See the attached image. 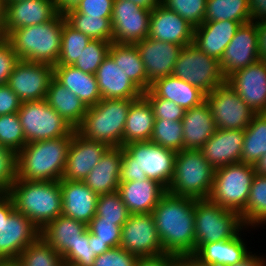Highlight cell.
I'll return each instance as SVG.
<instances>
[{"label": "cell", "mask_w": 266, "mask_h": 266, "mask_svg": "<svg viewBox=\"0 0 266 266\" xmlns=\"http://www.w3.org/2000/svg\"><path fill=\"white\" fill-rule=\"evenodd\" d=\"M195 199L166 191L152 211L163 251L173 256L195 254Z\"/></svg>", "instance_id": "6da1fadb"}, {"label": "cell", "mask_w": 266, "mask_h": 266, "mask_svg": "<svg viewBox=\"0 0 266 266\" xmlns=\"http://www.w3.org/2000/svg\"><path fill=\"white\" fill-rule=\"evenodd\" d=\"M122 147L120 182H142L150 178L166 189L169 187L174 176L176 151L150 141L132 142Z\"/></svg>", "instance_id": "7a4b0ae2"}, {"label": "cell", "mask_w": 266, "mask_h": 266, "mask_svg": "<svg viewBox=\"0 0 266 266\" xmlns=\"http://www.w3.org/2000/svg\"><path fill=\"white\" fill-rule=\"evenodd\" d=\"M73 132L68 136L27 143L17 152V179L59 181Z\"/></svg>", "instance_id": "3957f363"}, {"label": "cell", "mask_w": 266, "mask_h": 266, "mask_svg": "<svg viewBox=\"0 0 266 266\" xmlns=\"http://www.w3.org/2000/svg\"><path fill=\"white\" fill-rule=\"evenodd\" d=\"M64 14L47 23L13 30L5 39L20 60L55 66L61 51Z\"/></svg>", "instance_id": "277c9868"}, {"label": "cell", "mask_w": 266, "mask_h": 266, "mask_svg": "<svg viewBox=\"0 0 266 266\" xmlns=\"http://www.w3.org/2000/svg\"><path fill=\"white\" fill-rule=\"evenodd\" d=\"M8 195L12 198L15 210L24 214L40 230L62 214L60 180L17 179Z\"/></svg>", "instance_id": "5b68a950"}, {"label": "cell", "mask_w": 266, "mask_h": 266, "mask_svg": "<svg viewBox=\"0 0 266 266\" xmlns=\"http://www.w3.org/2000/svg\"><path fill=\"white\" fill-rule=\"evenodd\" d=\"M134 99H101L87 108L83 122L76 129L84 138L122 147L128 109Z\"/></svg>", "instance_id": "8992f818"}, {"label": "cell", "mask_w": 266, "mask_h": 266, "mask_svg": "<svg viewBox=\"0 0 266 266\" xmlns=\"http://www.w3.org/2000/svg\"><path fill=\"white\" fill-rule=\"evenodd\" d=\"M215 169L201 150L184 149L175 157L174 176L167 191L194 199L209 198Z\"/></svg>", "instance_id": "52a82bcc"}, {"label": "cell", "mask_w": 266, "mask_h": 266, "mask_svg": "<svg viewBox=\"0 0 266 266\" xmlns=\"http://www.w3.org/2000/svg\"><path fill=\"white\" fill-rule=\"evenodd\" d=\"M194 213L195 252L203 244L229 240L246 228L239 213L227 210L209 198L195 199Z\"/></svg>", "instance_id": "ba28073f"}, {"label": "cell", "mask_w": 266, "mask_h": 266, "mask_svg": "<svg viewBox=\"0 0 266 266\" xmlns=\"http://www.w3.org/2000/svg\"><path fill=\"white\" fill-rule=\"evenodd\" d=\"M255 174L252 164L242 162L215 169L209 199L227 210L241 214L246 207Z\"/></svg>", "instance_id": "9c48e42d"}, {"label": "cell", "mask_w": 266, "mask_h": 266, "mask_svg": "<svg viewBox=\"0 0 266 266\" xmlns=\"http://www.w3.org/2000/svg\"><path fill=\"white\" fill-rule=\"evenodd\" d=\"M41 237V230L14 208L6 194L0 200V260L18 259L27 245Z\"/></svg>", "instance_id": "30bf717a"}, {"label": "cell", "mask_w": 266, "mask_h": 266, "mask_svg": "<svg viewBox=\"0 0 266 266\" xmlns=\"http://www.w3.org/2000/svg\"><path fill=\"white\" fill-rule=\"evenodd\" d=\"M17 114L26 143L68 136L75 130L46 99L22 102Z\"/></svg>", "instance_id": "8fae6325"}, {"label": "cell", "mask_w": 266, "mask_h": 266, "mask_svg": "<svg viewBox=\"0 0 266 266\" xmlns=\"http://www.w3.org/2000/svg\"><path fill=\"white\" fill-rule=\"evenodd\" d=\"M172 75L198 87L205 94L226 80L219 61L200 51L193 43L181 50Z\"/></svg>", "instance_id": "7c38bea8"}, {"label": "cell", "mask_w": 266, "mask_h": 266, "mask_svg": "<svg viewBox=\"0 0 266 266\" xmlns=\"http://www.w3.org/2000/svg\"><path fill=\"white\" fill-rule=\"evenodd\" d=\"M205 100L218 129L245 130L256 114L226 80L206 94Z\"/></svg>", "instance_id": "4fadbf2b"}, {"label": "cell", "mask_w": 266, "mask_h": 266, "mask_svg": "<svg viewBox=\"0 0 266 266\" xmlns=\"http://www.w3.org/2000/svg\"><path fill=\"white\" fill-rule=\"evenodd\" d=\"M120 247L138 258L165 254L152 213L129 215L122 226Z\"/></svg>", "instance_id": "5bb4252c"}, {"label": "cell", "mask_w": 266, "mask_h": 266, "mask_svg": "<svg viewBox=\"0 0 266 266\" xmlns=\"http://www.w3.org/2000/svg\"><path fill=\"white\" fill-rule=\"evenodd\" d=\"M151 10L130 0H114L112 12L113 42L135 45L149 35Z\"/></svg>", "instance_id": "9a60e30c"}, {"label": "cell", "mask_w": 266, "mask_h": 266, "mask_svg": "<svg viewBox=\"0 0 266 266\" xmlns=\"http://www.w3.org/2000/svg\"><path fill=\"white\" fill-rule=\"evenodd\" d=\"M53 77V65L20 60L10 74L7 85L22 102L39 101L46 99Z\"/></svg>", "instance_id": "2e32d148"}, {"label": "cell", "mask_w": 266, "mask_h": 266, "mask_svg": "<svg viewBox=\"0 0 266 266\" xmlns=\"http://www.w3.org/2000/svg\"><path fill=\"white\" fill-rule=\"evenodd\" d=\"M3 3V38L13 30L47 23L57 11L54 0H12Z\"/></svg>", "instance_id": "e0dca14e"}, {"label": "cell", "mask_w": 266, "mask_h": 266, "mask_svg": "<svg viewBox=\"0 0 266 266\" xmlns=\"http://www.w3.org/2000/svg\"><path fill=\"white\" fill-rule=\"evenodd\" d=\"M261 59L258 46L257 23L241 25L221 57L220 69L227 79L231 74Z\"/></svg>", "instance_id": "ac0fdd59"}, {"label": "cell", "mask_w": 266, "mask_h": 266, "mask_svg": "<svg viewBox=\"0 0 266 266\" xmlns=\"http://www.w3.org/2000/svg\"><path fill=\"white\" fill-rule=\"evenodd\" d=\"M226 81L252 111L266 113V65L262 59L237 70Z\"/></svg>", "instance_id": "d6986e66"}, {"label": "cell", "mask_w": 266, "mask_h": 266, "mask_svg": "<svg viewBox=\"0 0 266 266\" xmlns=\"http://www.w3.org/2000/svg\"><path fill=\"white\" fill-rule=\"evenodd\" d=\"M108 148L105 143L86 139L74 130L61 180L83 181Z\"/></svg>", "instance_id": "ffe728a7"}, {"label": "cell", "mask_w": 266, "mask_h": 266, "mask_svg": "<svg viewBox=\"0 0 266 266\" xmlns=\"http://www.w3.org/2000/svg\"><path fill=\"white\" fill-rule=\"evenodd\" d=\"M135 45L140 53L150 83L159 78L172 75L175 62L184 47L149 37L137 42Z\"/></svg>", "instance_id": "44dd1931"}, {"label": "cell", "mask_w": 266, "mask_h": 266, "mask_svg": "<svg viewBox=\"0 0 266 266\" xmlns=\"http://www.w3.org/2000/svg\"><path fill=\"white\" fill-rule=\"evenodd\" d=\"M194 27L161 3L151 10L149 38L186 46L193 43Z\"/></svg>", "instance_id": "7402d4cb"}, {"label": "cell", "mask_w": 266, "mask_h": 266, "mask_svg": "<svg viewBox=\"0 0 266 266\" xmlns=\"http://www.w3.org/2000/svg\"><path fill=\"white\" fill-rule=\"evenodd\" d=\"M244 137L245 131L243 129L217 128L200 150L214 169L239 163L241 162Z\"/></svg>", "instance_id": "603a6c76"}, {"label": "cell", "mask_w": 266, "mask_h": 266, "mask_svg": "<svg viewBox=\"0 0 266 266\" xmlns=\"http://www.w3.org/2000/svg\"><path fill=\"white\" fill-rule=\"evenodd\" d=\"M62 192V215L81 221L86 225L96 214L99 195L83 181L60 180Z\"/></svg>", "instance_id": "cb8c5ba5"}, {"label": "cell", "mask_w": 266, "mask_h": 266, "mask_svg": "<svg viewBox=\"0 0 266 266\" xmlns=\"http://www.w3.org/2000/svg\"><path fill=\"white\" fill-rule=\"evenodd\" d=\"M241 26L233 20L203 22L194 28L193 44L218 61Z\"/></svg>", "instance_id": "d4e9b609"}, {"label": "cell", "mask_w": 266, "mask_h": 266, "mask_svg": "<svg viewBox=\"0 0 266 266\" xmlns=\"http://www.w3.org/2000/svg\"><path fill=\"white\" fill-rule=\"evenodd\" d=\"M102 99H137L143 92L108 55L95 73Z\"/></svg>", "instance_id": "484cf974"}, {"label": "cell", "mask_w": 266, "mask_h": 266, "mask_svg": "<svg viewBox=\"0 0 266 266\" xmlns=\"http://www.w3.org/2000/svg\"><path fill=\"white\" fill-rule=\"evenodd\" d=\"M123 147H109L83 182L97 195L118 191Z\"/></svg>", "instance_id": "4316f807"}, {"label": "cell", "mask_w": 266, "mask_h": 266, "mask_svg": "<svg viewBox=\"0 0 266 266\" xmlns=\"http://www.w3.org/2000/svg\"><path fill=\"white\" fill-rule=\"evenodd\" d=\"M167 189L158 181L120 182L118 192L130 214L152 213Z\"/></svg>", "instance_id": "83f0119b"}, {"label": "cell", "mask_w": 266, "mask_h": 266, "mask_svg": "<svg viewBox=\"0 0 266 266\" xmlns=\"http://www.w3.org/2000/svg\"><path fill=\"white\" fill-rule=\"evenodd\" d=\"M183 126V150H200L216 131V125L206 100L185 110Z\"/></svg>", "instance_id": "f1b7e54d"}, {"label": "cell", "mask_w": 266, "mask_h": 266, "mask_svg": "<svg viewBox=\"0 0 266 266\" xmlns=\"http://www.w3.org/2000/svg\"><path fill=\"white\" fill-rule=\"evenodd\" d=\"M54 78L76 94L87 108L95 106L102 99L94 74L85 73L72 65H55Z\"/></svg>", "instance_id": "f546056e"}, {"label": "cell", "mask_w": 266, "mask_h": 266, "mask_svg": "<svg viewBox=\"0 0 266 266\" xmlns=\"http://www.w3.org/2000/svg\"><path fill=\"white\" fill-rule=\"evenodd\" d=\"M154 123V112L148 99L144 95L134 99L128 109L122 146L132 142L150 141Z\"/></svg>", "instance_id": "4dcf8cb0"}, {"label": "cell", "mask_w": 266, "mask_h": 266, "mask_svg": "<svg viewBox=\"0 0 266 266\" xmlns=\"http://www.w3.org/2000/svg\"><path fill=\"white\" fill-rule=\"evenodd\" d=\"M149 90L159 98L173 101L184 110L198 106L205 101L206 94L198 87L173 75L155 80Z\"/></svg>", "instance_id": "1f68e13d"}, {"label": "cell", "mask_w": 266, "mask_h": 266, "mask_svg": "<svg viewBox=\"0 0 266 266\" xmlns=\"http://www.w3.org/2000/svg\"><path fill=\"white\" fill-rule=\"evenodd\" d=\"M240 233L229 239L203 244L193 255L206 265L229 266L239 263L250 253Z\"/></svg>", "instance_id": "d6a6232c"}, {"label": "cell", "mask_w": 266, "mask_h": 266, "mask_svg": "<svg viewBox=\"0 0 266 266\" xmlns=\"http://www.w3.org/2000/svg\"><path fill=\"white\" fill-rule=\"evenodd\" d=\"M46 100L75 130L83 122L87 107L76 94L66 89L54 77L49 83Z\"/></svg>", "instance_id": "836d02e7"}, {"label": "cell", "mask_w": 266, "mask_h": 266, "mask_svg": "<svg viewBox=\"0 0 266 266\" xmlns=\"http://www.w3.org/2000/svg\"><path fill=\"white\" fill-rule=\"evenodd\" d=\"M86 229L85 223L61 214L41 230V237L63 257Z\"/></svg>", "instance_id": "e575fe53"}, {"label": "cell", "mask_w": 266, "mask_h": 266, "mask_svg": "<svg viewBox=\"0 0 266 266\" xmlns=\"http://www.w3.org/2000/svg\"><path fill=\"white\" fill-rule=\"evenodd\" d=\"M108 55L142 92L149 90L151 83L148 81L144 64L136 45L112 42Z\"/></svg>", "instance_id": "d590c367"}, {"label": "cell", "mask_w": 266, "mask_h": 266, "mask_svg": "<svg viewBox=\"0 0 266 266\" xmlns=\"http://www.w3.org/2000/svg\"><path fill=\"white\" fill-rule=\"evenodd\" d=\"M241 162L254 165L266 153V113H257L244 130Z\"/></svg>", "instance_id": "8d00e7d4"}, {"label": "cell", "mask_w": 266, "mask_h": 266, "mask_svg": "<svg viewBox=\"0 0 266 266\" xmlns=\"http://www.w3.org/2000/svg\"><path fill=\"white\" fill-rule=\"evenodd\" d=\"M240 216L246 228L266 225V176L254 175L246 207Z\"/></svg>", "instance_id": "74e56055"}, {"label": "cell", "mask_w": 266, "mask_h": 266, "mask_svg": "<svg viewBox=\"0 0 266 266\" xmlns=\"http://www.w3.org/2000/svg\"><path fill=\"white\" fill-rule=\"evenodd\" d=\"M225 20L251 22L248 0H207L204 22Z\"/></svg>", "instance_id": "f35d334b"}, {"label": "cell", "mask_w": 266, "mask_h": 266, "mask_svg": "<svg viewBox=\"0 0 266 266\" xmlns=\"http://www.w3.org/2000/svg\"><path fill=\"white\" fill-rule=\"evenodd\" d=\"M66 22L92 40L113 42L111 18H98L81 13H65Z\"/></svg>", "instance_id": "ab89813d"}, {"label": "cell", "mask_w": 266, "mask_h": 266, "mask_svg": "<svg viewBox=\"0 0 266 266\" xmlns=\"http://www.w3.org/2000/svg\"><path fill=\"white\" fill-rule=\"evenodd\" d=\"M18 260L22 266H65L61 255L42 237L27 245Z\"/></svg>", "instance_id": "60d3db41"}, {"label": "cell", "mask_w": 266, "mask_h": 266, "mask_svg": "<svg viewBox=\"0 0 266 266\" xmlns=\"http://www.w3.org/2000/svg\"><path fill=\"white\" fill-rule=\"evenodd\" d=\"M91 39L66 21L62 28L61 51L56 65H73Z\"/></svg>", "instance_id": "b9f144b4"}, {"label": "cell", "mask_w": 266, "mask_h": 266, "mask_svg": "<svg viewBox=\"0 0 266 266\" xmlns=\"http://www.w3.org/2000/svg\"><path fill=\"white\" fill-rule=\"evenodd\" d=\"M150 142L176 152L183 150V126L181 121L155 119Z\"/></svg>", "instance_id": "7bdbcfd3"}, {"label": "cell", "mask_w": 266, "mask_h": 266, "mask_svg": "<svg viewBox=\"0 0 266 266\" xmlns=\"http://www.w3.org/2000/svg\"><path fill=\"white\" fill-rule=\"evenodd\" d=\"M129 215L127 206L118 191L99 195L94 217H103V220L116 221V224L122 227Z\"/></svg>", "instance_id": "ee69618b"}, {"label": "cell", "mask_w": 266, "mask_h": 266, "mask_svg": "<svg viewBox=\"0 0 266 266\" xmlns=\"http://www.w3.org/2000/svg\"><path fill=\"white\" fill-rule=\"evenodd\" d=\"M112 42L103 40H92L80 54V57L72 65L85 73L94 74L103 60L108 56Z\"/></svg>", "instance_id": "f6af8a7d"}, {"label": "cell", "mask_w": 266, "mask_h": 266, "mask_svg": "<svg viewBox=\"0 0 266 266\" xmlns=\"http://www.w3.org/2000/svg\"><path fill=\"white\" fill-rule=\"evenodd\" d=\"M0 143L16 152L27 144L17 113L0 116Z\"/></svg>", "instance_id": "bcb514c9"}, {"label": "cell", "mask_w": 266, "mask_h": 266, "mask_svg": "<svg viewBox=\"0 0 266 266\" xmlns=\"http://www.w3.org/2000/svg\"><path fill=\"white\" fill-rule=\"evenodd\" d=\"M207 0H161V4L184 18L194 28L204 22Z\"/></svg>", "instance_id": "7dc6e473"}, {"label": "cell", "mask_w": 266, "mask_h": 266, "mask_svg": "<svg viewBox=\"0 0 266 266\" xmlns=\"http://www.w3.org/2000/svg\"><path fill=\"white\" fill-rule=\"evenodd\" d=\"M87 229L94 234V241L107 243L111 248L119 247L122 227L116 221L103 220V217H93L87 224Z\"/></svg>", "instance_id": "c3c4849f"}, {"label": "cell", "mask_w": 266, "mask_h": 266, "mask_svg": "<svg viewBox=\"0 0 266 266\" xmlns=\"http://www.w3.org/2000/svg\"><path fill=\"white\" fill-rule=\"evenodd\" d=\"M65 266H92L96 255L89 245V231L86 229L79 235L78 241L62 257Z\"/></svg>", "instance_id": "681fc988"}, {"label": "cell", "mask_w": 266, "mask_h": 266, "mask_svg": "<svg viewBox=\"0 0 266 266\" xmlns=\"http://www.w3.org/2000/svg\"><path fill=\"white\" fill-rule=\"evenodd\" d=\"M17 180V152L0 143V189L9 193Z\"/></svg>", "instance_id": "f907efd6"}, {"label": "cell", "mask_w": 266, "mask_h": 266, "mask_svg": "<svg viewBox=\"0 0 266 266\" xmlns=\"http://www.w3.org/2000/svg\"><path fill=\"white\" fill-rule=\"evenodd\" d=\"M152 106L155 119L181 121L185 110L173 101L156 97L150 90L143 92Z\"/></svg>", "instance_id": "816d5d0a"}, {"label": "cell", "mask_w": 266, "mask_h": 266, "mask_svg": "<svg viewBox=\"0 0 266 266\" xmlns=\"http://www.w3.org/2000/svg\"><path fill=\"white\" fill-rule=\"evenodd\" d=\"M138 257L123 248H110L96 256L92 266H135Z\"/></svg>", "instance_id": "f5cc1de1"}, {"label": "cell", "mask_w": 266, "mask_h": 266, "mask_svg": "<svg viewBox=\"0 0 266 266\" xmlns=\"http://www.w3.org/2000/svg\"><path fill=\"white\" fill-rule=\"evenodd\" d=\"M114 0H81L66 13H81L98 18H112Z\"/></svg>", "instance_id": "db71d44e"}, {"label": "cell", "mask_w": 266, "mask_h": 266, "mask_svg": "<svg viewBox=\"0 0 266 266\" xmlns=\"http://www.w3.org/2000/svg\"><path fill=\"white\" fill-rule=\"evenodd\" d=\"M20 61L12 45L5 39H0V85L7 84L8 78Z\"/></svg>", "instance_id": "11a10c76"}, {"label": "cell", "mask_w": 266, "mask_h": 266, "mask_svg": "<svg viewBox=\"0 0 266 266\" xmlns=\"http://www.w3.org/2000/svg\"><path fill=\"white\" fill-rule=\"evenodd\" d=\"M22 101L7 84L0 85V116L17 113Z\"/></svg>", "instance_id": "9f6ffc18"}, {"label": "cell", "mask_w": 266, "mask_h": 266, "mask_svg": "<svg viewBox=\"0 0 266 266\" xmlns=\"http://www.w3.org/2000/svg\"><path fill=\"white\" fill-rule=\"evenodd\" d=\"M252 22L266 21V0H248Z\"/></svg>", "instance_id": "6f0895ef"}, {"label": "cell", "mask_w": 266, "mask_h": 266, "mask_svg": "<svg viewBox=\"0 0 266 266\" xmlns=\"http://www.w3.org/2000/svg\"><path fill=\"white\" fill-rule=\"evenodd\" d=\"M172 257L173 255L165 253L155 257L138 258L135 266H168Z\"/></svg>", "instance_id": "680465c9"}, {"label": "cell", "mask_w": 266, "mask_h": 266, "mask_svg": "<svg viewBox=\"0 0 266 266\" xmlns=\"http://www.w3.org/2000/svg\"><path fill=\"white\" fill-rule=\"evenodd\" d=\"M229 266H266V259L264 260L263 256L260 257L250 252L239 263Z\"/></svg>", "instance_id": "91938a15"}, {"label": "cell", "mask_w": 266, "mask_h": 266, "mask_svg": "<svg viewBox=\"0 0 266 266\" xmlns=\"http://www.w3.org/2000/svg\"><path fill=\"white\" fill-rule=\"evenodd\" d=\"M258 46L261 57L266 53V21L257 23Z\"/></svg>", "instance_id": "94428289"}, {"label": "cell", "mask_w": 266, "mask_h": 266, "mask_svg": "<svg viewBox=\"0 0 266 266\" xmlns=\"http://www.w3.org/2000/svg\"><path fill=\"white\" fill-rule=\"evenodd\" d=\"M168 266H195V257L192 256H173Z\"/></svg>", "instance_id": "6125c7cd"}, {"label": "cell", "mask_w": 266, "mask_h": 266, "mask_svg": "<svg viewBox=\"0 0 266 266\" xmlns=\"http://www.w3.org/2000/svg\"><path fill=\"white\" fill-rule=\"evenodd\" d=\"M57 11L65 14L67 11L75 9L81 0H54Z\"/></svg>", "instance_id": "be15d7a7"}, {"label": "cell", "mask_w": 266, "mask_h": 266, "mask_svg": "<svg viewBox=\"0 0 266 266\" xmlns=\"http://www.w3.org/2000/svg\"><path fill=\"white\" fill-rule=\"evenodd\" d=\"M89 245L96 256L103 254L105 251L109 250L111 247L107 243H100L99 241H94V234L89 232Z\"/></svg>", "instance_id": "e7e4bbea"}, {"label": "cell", "mask_w": 266, "mask_h": 266, "mask_svg": "<svg viewBox=\"0 0 266 266\" xmlns=\"http://www.w3.org/2000/svg\"><path fill=\"white\" fill-rule=\"evenodd\" d=\"M130 1H132L133 3L142 8H146L149 10L156 8L161 3V0H130Z\"/></svg>", "instance_id": "03108f58"}, {"label": "cell", "mask_w": 266, "mask_h": 266, "mask_svg": "<svg viewBox=\"0 0 266 266\" xmlns=\"http://www.w3.org/2000/svg\"><path fill=\"white\" fill-rule=\"evenodd\" d=\"M253 166L257 175L266 176V153Z\"/></svg>", "instance_id": "003e7915"}, {"label": "cell", "mask_w": 266, "mask_h": 266, "mask_svg": "<svg viewBox=\"0 0 266 266\" xmlns=\"http://www.w3.org/2000/svg\"><path fill=\"white\" fill-rule=\"evenodd\" d=\"M0 266H22L18 259L0 260Z\"/></svg>", "instance_id": "a7ac6f4b"}, {"label": "cell", "mask_w": 266, "mask_h": 266, "mask_svg": "<svg viewBox=\"0 0 266 266\" xmlns=\"http://www.w3.org/2000/svg\"><path fill=\"white\" fill-rule=\"evenodd\" d=\"M0 32H3V3L0 0Z\"/></svg>", "instance_id": "89a4df30"}, {"label": "cell", "mask_w": 266, "mask_h": 266, "mask_svg": "<svg viewBox=\"0 0 266 266\" xmlns=\"http://www.w3.org/2000/svg\"><path fill=\"white\" fill-rule=\"evenodd\" d=\"M195 266H212V265H206V264H203V263H201L199 260H197V259L195 258Z\"/></svg>", "instance_id": "2644e50d"}, {"label": "cell", "mask_w": 266, "mask_h": 266, "mask_svg": "<svg viewBox=\"0 0 266 266\" xmlns=\"http://www.w3.org/2000/svg\"><path fill=\"white\" fill-rule=\"evenodd\" d=\"M6 195V193L0 189V200Z\"/></svg>", "instance_id": "8c879c8a"}, {"label": "cell", "mask_w": 266, "mask_h": 266, "mask_svg": "<svg viewBox=\"0 0 266 266\" xmlns=\"http://www.w3.org/2000/svg\"><path fill=\"white\" fill-rule=\"evenodd\" d=\"M261 59L264 61L265 65H266V53L261 57Z\"/></svg>", "instance_id": "753ad0ef"}, {"label": "cell", "mask_w": 266, "mask_h": 266, "mask_svg": "<svg viewBox=\"0 0 266 266\" xmlns=\"http://www.w3.org/2000/svg\"><path fill=\"white\" fill-rule=\"evenodd\" d=\"M3 38V32H0V39Z\"/></svg>", "instance_id": "34e18365"}]
</instances>
